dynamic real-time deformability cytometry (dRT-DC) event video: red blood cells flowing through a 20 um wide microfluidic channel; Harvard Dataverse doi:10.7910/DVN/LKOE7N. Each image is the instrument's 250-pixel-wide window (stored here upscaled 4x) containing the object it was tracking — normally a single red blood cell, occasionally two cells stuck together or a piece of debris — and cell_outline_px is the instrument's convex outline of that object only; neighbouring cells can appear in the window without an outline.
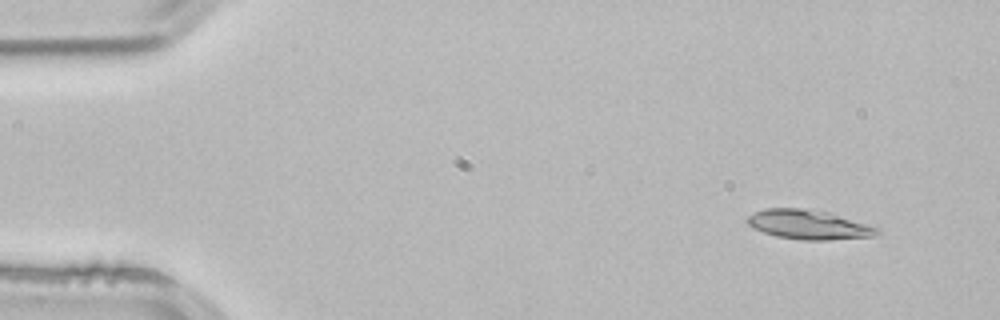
{"species": "common noctule bat (a hibernating species)", "species_latin": "Nyctalus noctula", "temperature_condition": "room temperature", "stored_images_in_passage": 3, "camera_frame_rate_fps": 3000, "um_per_image_px": 0.085, "animal": {"sex": "male", "body_mass_g": 21.5, "forearm_length_mm": 52.0}, "frame": {"image": 1, "passage_image": 3, "time_ms": 0.667, "image_size_px": [1000, 320], "cell_outline_px": [[880, 232], [872, 236], [828, 240], [804, 240], [776, 236], [752, 228], [744, 220], [748, 216], [764, 208], [800, 208], [828, 212], [876, 224], [880, 228]], "centroid_in_image_um": [68.8, 19.08], "position_along_channel_um": 16.2, "area_um2": 22.6}}